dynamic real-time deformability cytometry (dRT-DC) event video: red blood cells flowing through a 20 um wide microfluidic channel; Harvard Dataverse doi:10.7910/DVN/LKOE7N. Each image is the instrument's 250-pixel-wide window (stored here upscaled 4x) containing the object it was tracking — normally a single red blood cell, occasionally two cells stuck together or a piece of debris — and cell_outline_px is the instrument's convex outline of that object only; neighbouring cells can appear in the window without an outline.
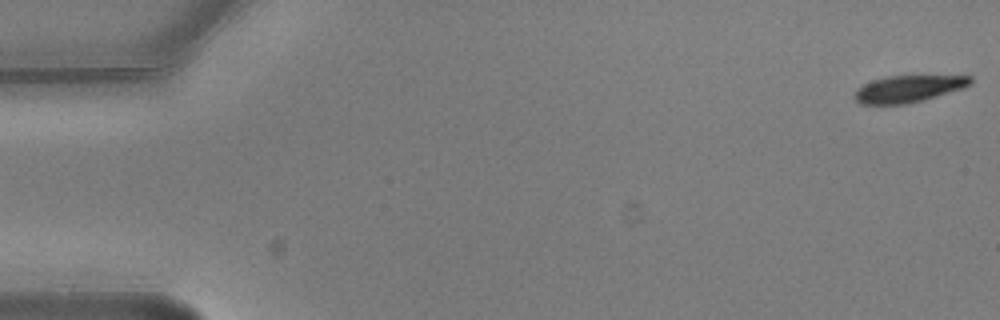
{"species": "common noctule bat (a hibernating species)", "species_latin": "Nyctalus noctula", "temperature_condition": "warm", "stored_images_in_passage": 5, "camera_frame_rate_fps": 3000, "um_per_image_px": 0.085, "animal": {"sex": "male", "body_mass_g": 20.5, "forearm_length_mm": 52.5}, "frame": {"image": 1, "passage_image": 1, "time_ms": 0.0, "image_size_px": [1000, 320], "cell_outline_px": [[972, 84], [924, 100], [904, 104], [860, 104], [856, 100], [856, 88], [872, 80], [888, 76], [972, 76]], "centroid_in_image_um": [77.19, 7.54], "position_along_channel_um": 7.8, "area_um2": 17.8}}
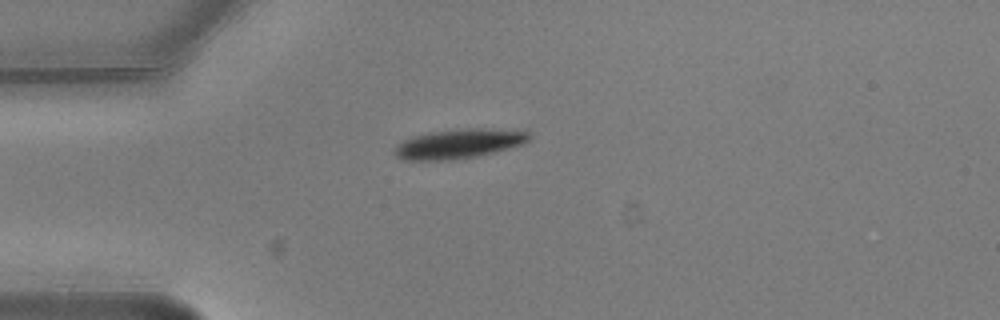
{"frame": {"image": 2, "passage_image": 5, "time_ms": 1.333, "image_size_px": [1000, 320], "cell_outline_px": [[532, 136], [524, 144], [496, 152], [476, 156], [452, 160], [400, 160], [392, 152], [392, 148], [396, 144], [412, 136], [428, 132], [468, 128], [480, 128], [528, 132]], "centroid_in_image_um": [38.93, 12.23], "position_along_channel_um": 46.1, "area_um2": 23.29}}